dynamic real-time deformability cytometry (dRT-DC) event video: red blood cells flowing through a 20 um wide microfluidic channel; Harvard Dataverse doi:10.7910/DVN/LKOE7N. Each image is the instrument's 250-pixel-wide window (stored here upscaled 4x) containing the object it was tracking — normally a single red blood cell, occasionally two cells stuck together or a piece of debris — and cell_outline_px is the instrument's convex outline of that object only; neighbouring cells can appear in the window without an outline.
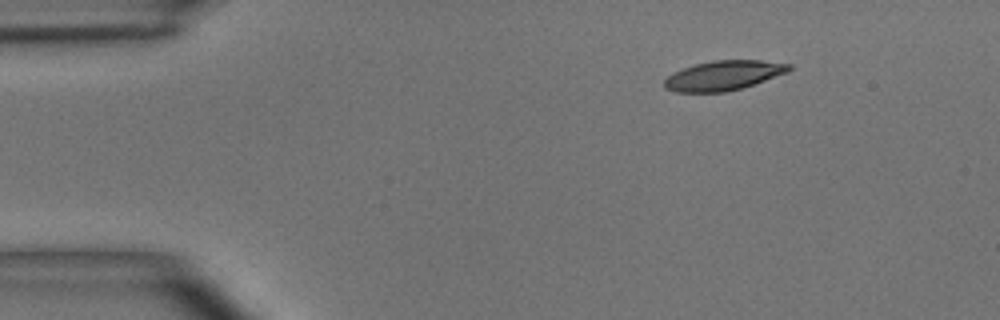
{"species": "common noctule bat (a hibernating species)", "species_latin": "Nyctalus noctula", "temperature_condition": "room temperature", "stored_images_in_passage": 3, "camera_frame_rate_fps": 3000, "um_per_image_px": 0.085, "animal": {"sex": "male", "body_mass_g": 15.6}, "frame": {"image": 1, "passage_image": 1, "time_ms": 0.0, "image_size_px": [1000, 320], "cell_outline_px": [[792, 68], [788, 72], [740, 88], [724, 92], [676, 92], [664, 88], [664, 80], [672, 72], [696, 64], [712, 60], [760, 60], [792, 64]], "centroid_in_image_um": [61.48, 6.41], "position_along_channel_um": 23.5, "area_um2": 21.39}}